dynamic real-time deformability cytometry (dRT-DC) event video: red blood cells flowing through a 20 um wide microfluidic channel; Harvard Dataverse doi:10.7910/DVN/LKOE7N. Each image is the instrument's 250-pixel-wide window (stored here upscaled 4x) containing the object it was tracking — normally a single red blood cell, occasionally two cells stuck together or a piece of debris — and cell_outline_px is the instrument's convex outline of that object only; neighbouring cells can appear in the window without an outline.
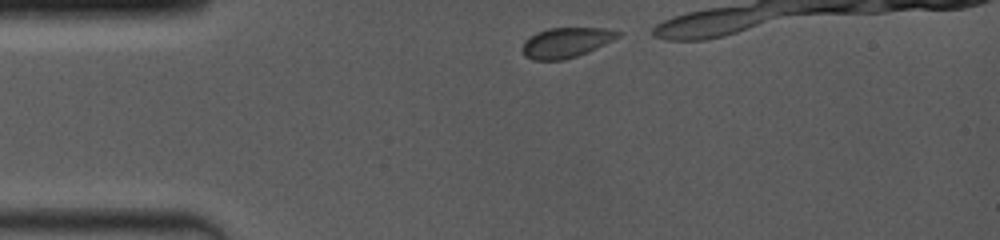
{"species": "common noctule bat (a hibernating species)", "species_latin": "Nyctalus noctula", "temperature_condition": "room temperature", "stored_images_in_passage": 10, "camera_frame_rate_fps": 4000, "um_per_image_px": 0.085, "animal": {"sex": "female", "body_mass_g": 19.0, "forearm_length_mm": 53.3}, "frame": {"image": 1, "passage_image": 2, "time_ms": 0.25, "image_size_px": [1000, 240], "cell_outline_px": [[624, 32], [620, 36], [588, 52], [564, 60], [532, 60], [524, 56], [520, 48], [524, 40], [536, 32], [548, 28], [604, 28]], "centroid_in_image_um": [48.07, 3.62], "position_along_channel_um": 36.9, "area_um2": 16.94}}
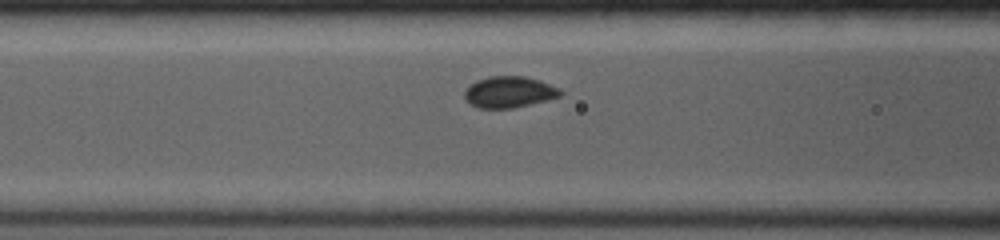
{"frame": {"image": 2, "passage_image": 9, "time_ms": 3.25, "image_size_px": [1000, 240], "cell_outline_px": [[564, 92], [560, 96], [548, 100], [512, 108], [476, 108], [464, 96], [464, 92], [476, 80], [488, 76], [524, 76], [540, 80], [560, 88]], "centroid_in_image_um": [43.32, 7.81], "position_along_channel_um": 123.3, "area_um2": 17.46}}